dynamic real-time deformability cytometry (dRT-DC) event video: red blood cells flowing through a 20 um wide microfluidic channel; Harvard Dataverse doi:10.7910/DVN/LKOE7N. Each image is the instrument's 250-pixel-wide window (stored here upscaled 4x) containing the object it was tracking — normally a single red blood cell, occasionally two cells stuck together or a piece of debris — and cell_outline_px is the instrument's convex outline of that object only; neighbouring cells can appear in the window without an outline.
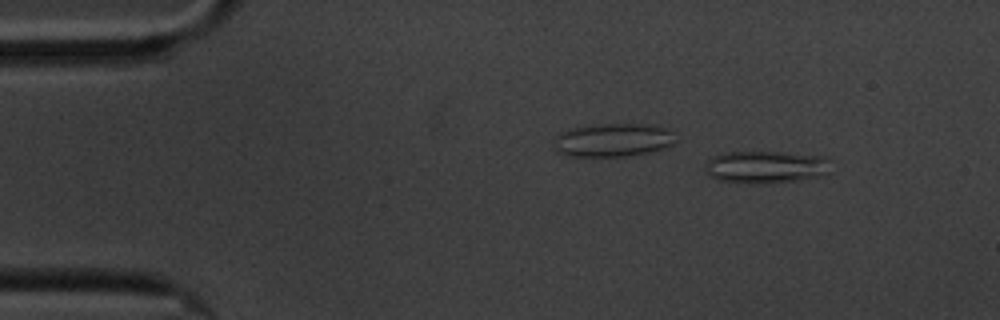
{"species": "common noctule bat (a hibernating species)", "species_latin": "Nyctalus noctula", "temperature_condition": "cold", "stored_images_in_passage": 5, "camera_frame_rate_fps": 3000, "um_per_image_px": 0.085, "animal": {"sex": "male", "body_mass_g": 20.1, "forearm_length_mm": 53.5}, "frame": {"image": 1, "passage_image": 1, "time_ms": 0.0, "image_size_px": [1000, 320], "cell_outline_px": [[832, 160], [828, 172], [820, 176], [800, 180], [760, 184], [748, 184], [720, 180], [704, 172], [708, 160], [712, 156], [720, 152], [784, 152], [828, 156]], "centroid_in_image_um": [65.13, 14.18], "position_along_channel_um": 19.9, "area_um2": 24.22}}
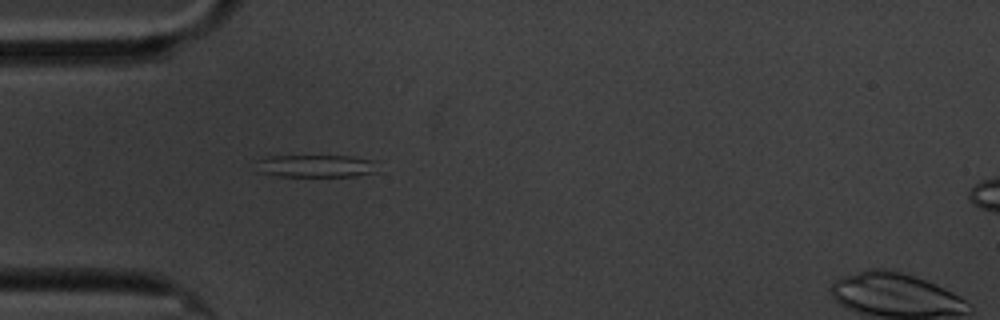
{"frame": {"image": 2, "passage_image": 4, "time_ms": 3.333, "image_size_px": [1000, 320], "cell_outline_px": [[376, 172], [356, 176], [276, 176], [260, 172], [256, 160], [268, 156], [348, 156], [372, 160]], "centroid_in_image_um": [26.8, 14.11], "position_along_channel_um": 58.2, "area_um2": 15.72}}